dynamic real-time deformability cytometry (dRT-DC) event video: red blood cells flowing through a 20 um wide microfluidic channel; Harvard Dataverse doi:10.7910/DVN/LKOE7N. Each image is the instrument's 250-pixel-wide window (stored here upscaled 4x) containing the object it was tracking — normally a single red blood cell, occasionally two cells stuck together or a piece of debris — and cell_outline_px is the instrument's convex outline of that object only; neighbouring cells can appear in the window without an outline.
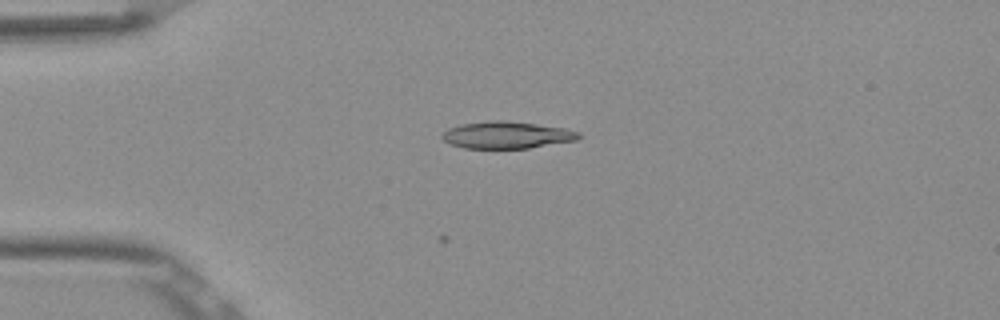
{"species": "Egyptian fruit bat (a non-hibernating species)", "species_latin": "Rousettus aegyptiacus", "temperature_condition": "room temperature", "stored_images_in_passage": 3, "camera_frame_rate_fps": 3000, "um_per_image_px": 0.085, "frame": {"image": 1, "passage_image": 3, "time_ms": 0.667, "image_size_px": [1000, 320], "cell_outline_px": [[580, 140], [528, 148], [464, 148], [448, 144], [440, 136], [448, 128], [460, 124], [492, 120], [504, 120], [536, 124], [564, 128], [580, 132]], "centroid_in_image_um": [43.07, 11.48], "position_along_channel_um": 41.9, "area_um2": 21.62}}